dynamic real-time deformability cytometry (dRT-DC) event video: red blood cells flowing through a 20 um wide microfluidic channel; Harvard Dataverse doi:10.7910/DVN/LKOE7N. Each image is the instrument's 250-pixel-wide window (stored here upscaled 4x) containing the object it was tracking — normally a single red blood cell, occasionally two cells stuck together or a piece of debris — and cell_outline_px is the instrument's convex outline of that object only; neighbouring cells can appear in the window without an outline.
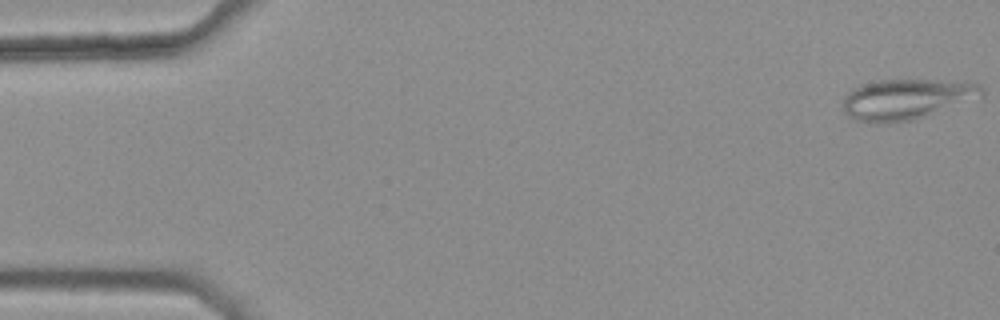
{"species": "common noctule bat (a hibernating species)", "species_latin": "Nyctalus noctula", "temperature_condition": "warm", "stored_images_in_passage": 11, "camera_frame_rate_fps": 3000, "um_per_image_px": 0.085, "animal": {"sex": "female", "body_mass_g": 25.1}, "frame": {"image": 1, "passage_image": 1, "time_ms": 0.0, "image_size_px": [1000, 320], "cell_outline_px": [[984, 96], [916, 120], [888, 124], [872, 124], [856, 120], [848, 116], [844, 112], [844, 96], [852, 88], [860, 84], [880, 80], [964, 80], [980, 84], [984, 88]], "centroid_in_image_um": [77.09, 8.44], "position_along_channel_um": 7.9, "area_um2": 33.64}}